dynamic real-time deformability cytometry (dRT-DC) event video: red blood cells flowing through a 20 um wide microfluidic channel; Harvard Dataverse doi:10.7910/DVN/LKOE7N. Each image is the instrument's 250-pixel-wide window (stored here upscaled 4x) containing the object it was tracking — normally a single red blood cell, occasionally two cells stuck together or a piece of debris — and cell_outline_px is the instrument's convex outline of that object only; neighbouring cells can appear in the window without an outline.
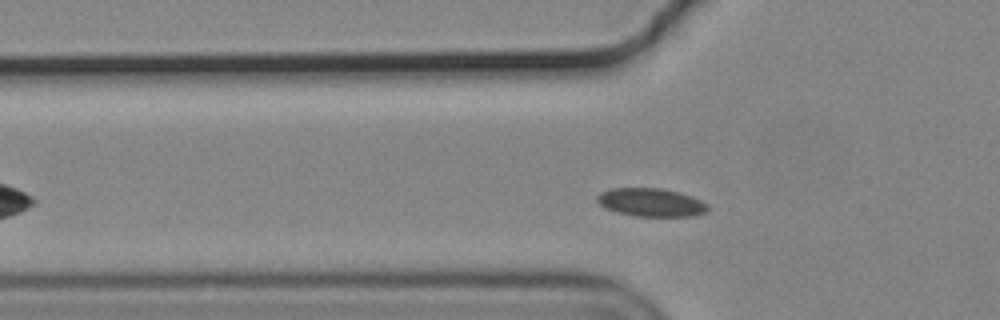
{"species": "common noctule bat (a hibernating species)", "species_latin": "Nyctalus noctula", "temperature_condition": "cold", "stored_images_in_passage": 41, "camera_frame_rate_fps": 3000, "um_per_image_px": 0.085, "animal": {"sex": "male", "body_mass_g": 19.2, "forearm_length_mm": 51.8}, "frame": {"image": 1, "passage_image": 11, "time_ms": 3.333, "image_size_px": [1000, 320], "cell_outline_px": [[708, 212], [696, 216], [636, 216], [616, 212], [604, 208], [596, 200], [596, 196], [600, 192], [612, 188], [660, 188], [692, 196], [708, 204]], "centroid_in_image_um": [55.33, 17.21], "position_along_channel_um": 70.5, "area_um2": 18.32}}
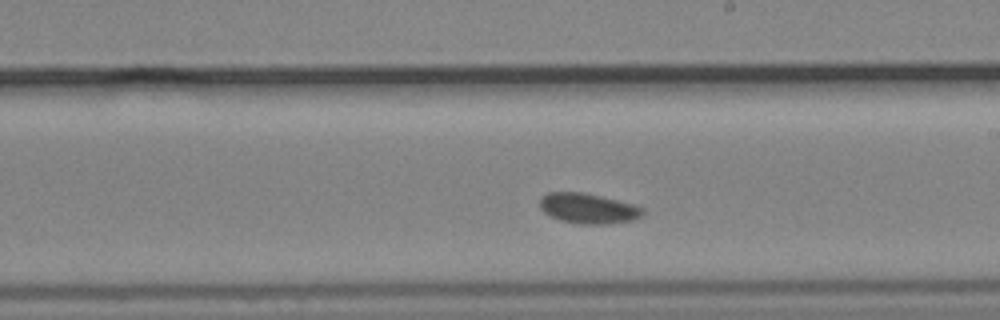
{"frame": {"image": 2, "passage_image": 25, "time_ms": 8.0, "image_size_px": [1000, 320], "cell_outline_px": [[644, 212], [640, 216], [632, 220], [608, 224], [580, 224], [560, 220], [544, 212], [540, 208], [540, 196], [548, 192], [584, 192], [636, 204], [644, 208]], "centroid_in_image_um": [50.0, 17.7], "position_along_channel_um": 239.0, "area_um2": 18.26}}
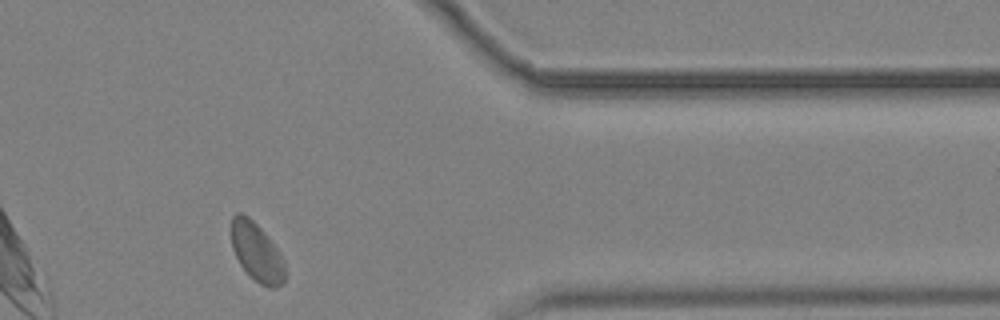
{"frame": {"image": 3, "passage_image": 39, "time_ms": 12.667, "image_size_px": [1000, 320], "cell_outline_px": [[284, 280], [276, 288], [268, 288], [260, 284], [240, 264], [232, 248], [232, 216], [236, 212], [240, 212], [248, 216], [264, 232], [276, 248], [284, 260]], "centroid_in_image_um": [21.81, 21.42], "position_along_channel_um": 389.6, "area_um2": 17.92}}